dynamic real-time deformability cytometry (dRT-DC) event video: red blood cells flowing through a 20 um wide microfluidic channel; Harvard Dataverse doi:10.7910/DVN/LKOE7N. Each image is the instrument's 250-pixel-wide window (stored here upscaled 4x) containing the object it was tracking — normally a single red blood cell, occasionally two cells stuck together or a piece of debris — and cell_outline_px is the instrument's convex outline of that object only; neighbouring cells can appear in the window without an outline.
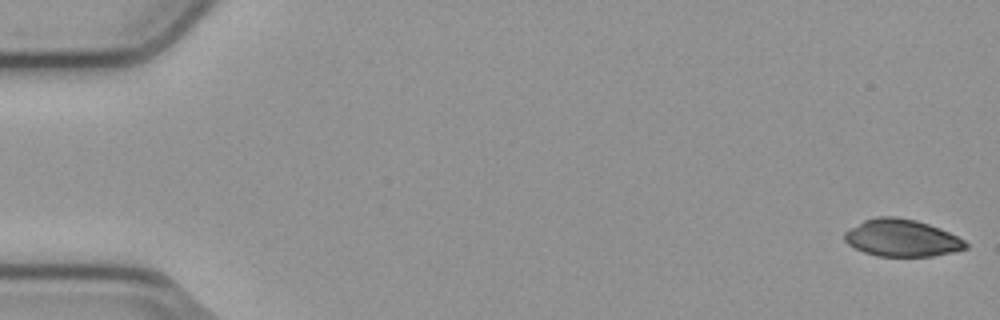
{"species": "common noctule bat (a hibernating species)", "species_latin": "Nyctalus noctula", "temperature_condition": "cold", "stored_images_in_passage": 54, "camera_frame_rate_fps": 3000, "um_per_image_px": 0.085, "animal": {"sex": "male", "body_mass_g": 23.1, "forearm_length_mm": 52.7}, "frame": {"image": 1, "passage_image": 1, "time_ms": 0.0, "image_size_px": [1000, 320], "cell_outline_px": [[968, 248], [952, 252], [932, 256], [876, 256], [864, 252], [848, 244], [844, 240], [844, 232], [864, 220], [876, 216], [896, 216], [916, 220], [940, 228], [964, 240], [968, 244]], "centroid_in_image_um": [76.64, 20.22], "position_along_channel_um": 8.4, "area_um2": 26.18}}
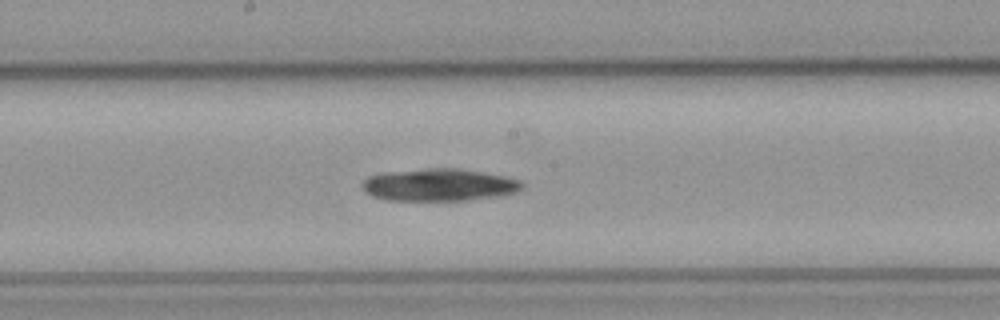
{"frame": {"image": 2, "passage_image": 29, "time_ms": 9.333, "image_size_px": [1000, 320], "cell_outline_px": [[524, 188], [516, 192], [504, 196], [468, 200], [384, 200], [372, 196], [364, 192], [360, 184], [368, 176], [384, 172], [428, 168], [456, 168], [504, 176], [520, 180], [524, 184]], "centroid_in_image_um": [37.32, 15.72], "position_along_channel_um": 210.9, "area_um2": 30.46}}
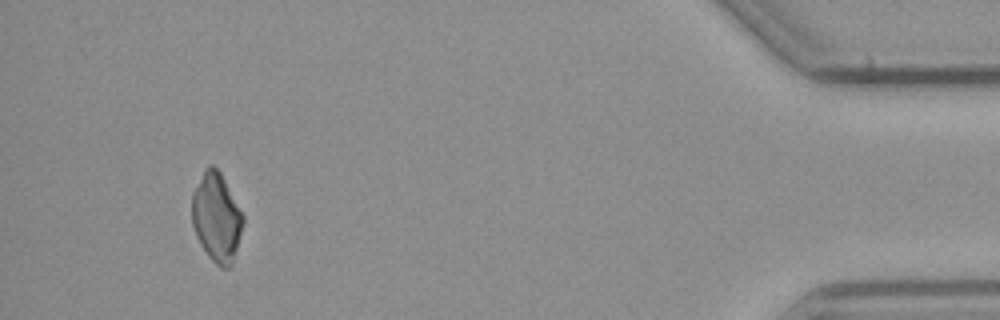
{"frame": {"image": 3, "passage_image": 51, "time_ms": 16.667, "image_size_px": [1000, 320], "cell_outline_px": [[244, 224], [232, 264], [228, 268], [220, 268], [208, 256], [200, 244], [196, 236], [192, 224], [192, 192], [204, 168], [208, 164], [212, 164], [220, 172], [244, 216]], "centroid_in_image_um": [18.39, 18.47], "position_along_channel_um": 416.8, "area_um2": 26.59}}